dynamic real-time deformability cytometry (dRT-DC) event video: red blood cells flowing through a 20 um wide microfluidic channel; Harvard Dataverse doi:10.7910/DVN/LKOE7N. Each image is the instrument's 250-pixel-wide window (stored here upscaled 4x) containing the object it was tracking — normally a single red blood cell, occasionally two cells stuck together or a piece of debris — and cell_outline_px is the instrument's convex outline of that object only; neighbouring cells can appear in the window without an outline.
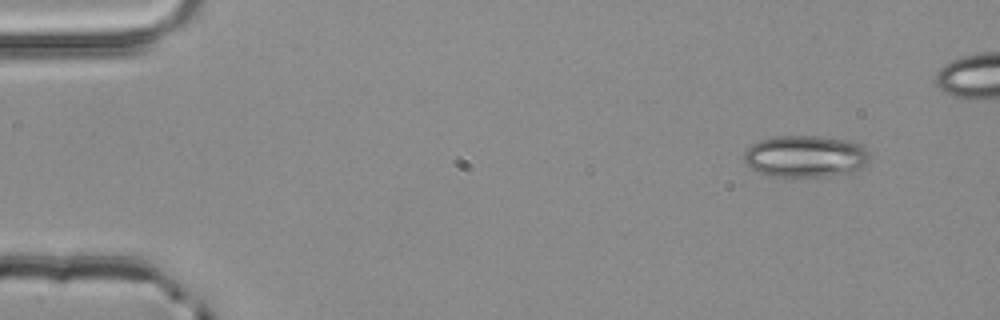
{"species": "common noctule bat (a hibernating species)", "species_latin": "Nyctalus noctula", "temperature_condition": "room temperature", "stored_images_in_passage": 4, "camera_frame_rate_fps": 3000, "um_per_image_px": 0.085, "animal": {"sex": "male", "body_mass_g": 20.4}, "frame": {"image": 1, "passage_image": 1, "time_ms": 0.0, "image_size_px": [1000, 320], "cell_outline_px": [[868, 160], [864, 164], [852, 172], [832, 176], [772, 176], [760, 172], [752, 168], [744, 160], [744, 152], [752, 144], [760, 140], [776, 136], [816, 136], [848, 140], [860, 144], [868, 152]], "centroid_in_image_um": [68.45, 13.28], "position_along_channel_um": 16.5, "area_um2": 30.29}}